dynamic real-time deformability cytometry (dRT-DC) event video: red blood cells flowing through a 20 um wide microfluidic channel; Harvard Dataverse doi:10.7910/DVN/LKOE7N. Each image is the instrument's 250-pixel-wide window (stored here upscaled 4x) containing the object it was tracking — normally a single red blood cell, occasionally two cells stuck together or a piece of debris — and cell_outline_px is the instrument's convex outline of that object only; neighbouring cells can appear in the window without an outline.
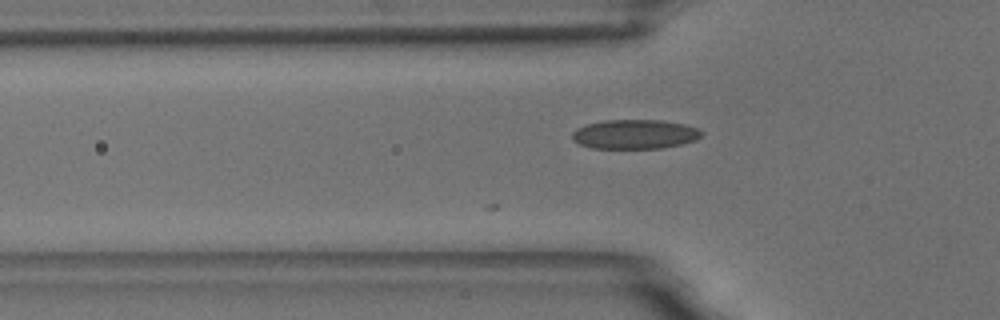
{"species": "common noctule bat (a hibernating species)", "species_latin": "Nyctalus noctula", "temperature_condition": "room temperature", "stored_images_in_passage": 3, "camera_frame_rate_fps": 3000, "um_per_image_px": 0.085, "animal": {"sex": "male", "body_mass_g": 18.8}, "frame": {"image": 1, "passage_image": 3, "time_ms": 0.667, "image_size_px": [1000, 320], "cell_outline_px": [[704, 132], [696, 140], [680, 144], [660, 148], [592, 148], [580, 144], [572, 140], [572, 132], [576, 128], [588, 124], [604, 120], [660, 120], [684, 124], [700, 128]], "centroid_in_image_um": [53.96, 11.4], "position_along_channel_um": 71.8, "area_um2": 22.14}}